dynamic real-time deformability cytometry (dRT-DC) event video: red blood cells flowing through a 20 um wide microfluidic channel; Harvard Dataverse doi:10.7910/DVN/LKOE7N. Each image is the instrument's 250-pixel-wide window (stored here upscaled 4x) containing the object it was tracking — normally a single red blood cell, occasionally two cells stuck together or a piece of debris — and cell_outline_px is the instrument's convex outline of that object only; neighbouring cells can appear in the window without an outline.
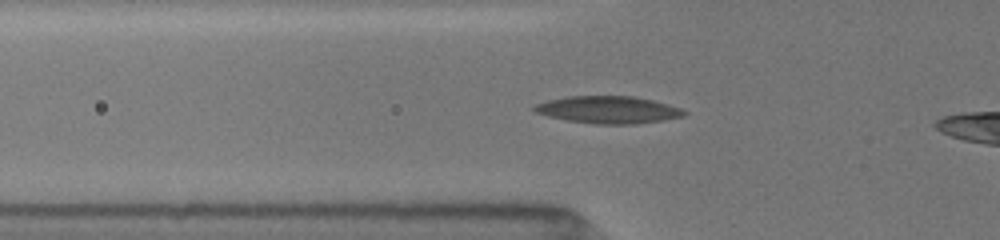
{"species": "common noctule bat (a hibernating species)", "species_latin": "Nyctalus noctula", "temperature_condition": "room temperature", "stored_images_in_passage": 35, "camera_frame_rate_fps": 3000, "um_per_image_px": 0.085, "animal": {"sex": "female", "body_mass_g": 19.5, "forearm_length_mm": 54.1}, "frame": {"image": 1, "passage_image": 7, "time_ms": 2.0, "image_size_px": [1000, 240], "cell_outline_px": [[688, 112], [684, 116], [664, 120], [636, 124], [596, 124], [568, 120], [548, 116], [536, 112], [532, 108], [536, 104], [548, 100], [568, 96], [632, 96], [652, 100], [680, 108]], "centroid_in_image_um": [51.71, 9.33], "position_along_channel_um": 74.1, "area_um2": 23.64}}
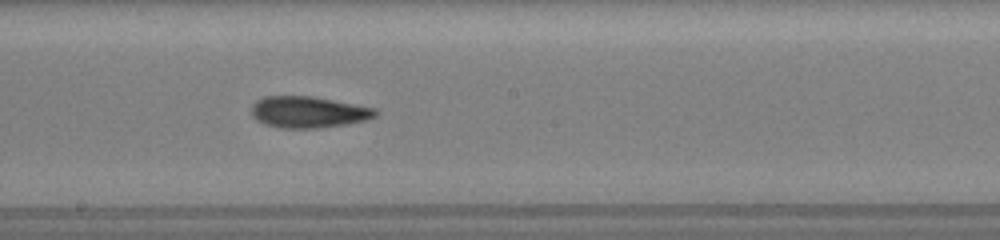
{"frame": {"image": 2, "passage_image": 18, "time_ms": 5.667, "image_size_px": [1000, 240], "cell_outline_px": [[380, 112], [376, 116], [364, 120], [348, 124], [316, 128], [280, 128], [264, 124], [256, 120], [252, 116], [252, 104], [256, 100], [264, 96], [312, 96], [376, 108]], "centroid_in_image_um": [26.2, 9.52], "position_along_channel_um": 222.0, "area_um2": 22.83}}
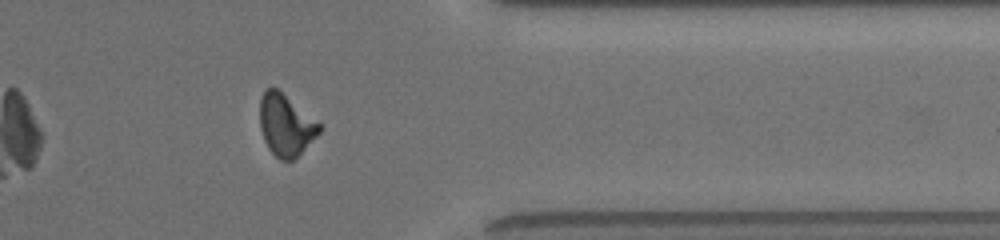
{"frame": {"image": 3, "passage_image": 31, "time_ms": 10.0, "image_size_px": [1000, 240], "cell_outline_px": [[324, 124], [320, 132], [292, 160], [280, 160], [268, 148], [264, 140], [260, 128], [260, 100], [264, 92], [268, 88], [276, 88]], "centroid_in_image_um": [24.31, 10.61], "position_along_channel_um": 387.1, "area_um2": 21.27}, "authors_computed_cell_mechanics": {"area_um2": 22.4264, "velocity_mm_per_s": 4.0299, "shape_relaxation_time_tau1_ms": 5.2098, "shape_relaxation_time_tau2_ms": 3.5999, "deformation_change_tau1": 0.1926, "deformation_change_tau2": 0.1222}}